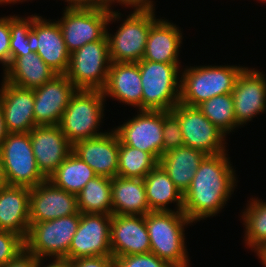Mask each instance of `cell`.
Segmentation results:
<instances>
[{
	"label": "cell",
	"mask_w": 266,
	"mask_h": 267,
	"mask_svg": "<svg viewBox=\"0 0 266 267\" xmlns=\"http://www.w3.org/2000/svg\"><path fill=\"white\" fill-rule=\"evenodd\" d=\"M227 152L207 155L183 195V212L195 223L216 216L227 204L236 185V171Z\"/></svg>",
	"instance_id": "obj_1"
},
{
	"label": "cell",
	"mask_w": 266,
	"mask_h": 267,
	"mask_svg": "<svg viewBox=\"0 0 266 267\" xmlns=\"http://www.w3.org/2000/svg\"><path fill=\"white\" fill-rule=\"evenodd\" d=\"M150 252L172 267H189L185 228L192 224L183 211H151L145 215Z\"/></svg>",
	"instance_id": "obj_2"
},
{
	"label": "cell",
	"mask_w": 266,
	"mask_h": 267,
	"mask_svg": "<svg viewBox=\"0 0 266 267\" xmlns=\"http://www.w3.org/2000/svg\"><path fill=\"white\" fill-rule=\"evenodd\" d=\"M243 66H190L181 73L180 103L197 107L217 95L232 93Z\"/></svg>",
	"instance_id": "obj_3"
},
{
	"label": "cell",
	"mask_w": 266,
	"mask_h": 267,
	"mask_svg": "<svg viewBox=\"0 0 266 267\" xmlns=\"http://www.w3.org/2000/svg\"><path fill=\"white\" fill-rule=\"evenodd\" d=\"M138 65L142 85V110L171 111L180 101V63L140 60Z\"/></svg>",
	"instance_id": "obj_4"
},
{
	"label": "cell",
	"mask_w": 266,
	"mask_h": 267,
	"mask_svg": "<svg viewBox=\"0 0 266 267\" xmlns=\"http://www.w3.org/2000/svg\"><path fill=\"white\" fill-rule=\"evenodd\" d=\"M105 101L101 90H77L71 97L58 126L72 145L106 133L98 129L104 117Z\"/></svg>",
	"instance_id": "obj_5"
},
{
	"label": "cell",
	"mask_w": 266,
	"mask_h": 267,
	"mask_svg": "<svg viewBox=\"0 0 266 267\" xmlns=\"http://www.w3.org/2000/svg\"><path fill=\"white\" fill-rule=\"evenodd\" d=\"M58 19L67 50L70 54L93 41L102 40L106 36L107 26L119 21L121 14L112 8H66Z\"/></svg>",
	"instance_id": "obj_6"
},
{
	"label": "cell",
	"mask_w": 266,
	"mask_h": 267,
	"mask_svg": "<svg viewBox=\"0 0 266 267\" xmlns=\"http://www.w3.org/2000/svg\"><path fill=\"white\" fill-rule=\"evenodd\" d=\"M155 8L134 9L114 32L106 31L111 62L138 63L142 60L151 25L157 20Z\"/></svg>",
	"instance_id": "obj_7"
},
{
	"label": "cell",
	"mask_w": 266,
	"mask_h": 267,
	"mask_svg": "<svg viewBox=\"0 0 266 267\" xmlns=\"http://www.w3.org/2000/svg\"><path fill=\"white\" fill-rule=\"evenodd\" d=\"M79 222L80 212L49 221L30 222L25 248L39 259H68V251Z\"/></svg>",
	"instance_id": "obj_8"
},
{
	"label": "cell",
	"mask_w": 266,
	"mask_h": 267,
	"mask_svg": "<svg viewBox=\"0 0 266 267\" xmlns=\"http://www.w3.org/2000/svg\"><path fill=\"white\" fill-rule=\"evenodd\" d=\"M110 65L109 43L105 36L73 51L65 75L78 90H102Z\"/></svg>",
	"instance_id": "obj_9"
},
{
	"label": "cell",
	"mask_w": 266,
	"mask_h": 267,
	"mask_svg": "<svg viewBox=\"0 0 266 267\" xmlns=\"http://www.w3.org/2000/svg\"><path fill=\"white\" fill-rule=\"evenodd\" d=\"M0 156L8 185L33 188L47 179L36 164L29 133H8Z\"/></svg>",
	"instance_id": "obj_10"
},
{
	"label": "cell",
	"mask_w": 266,
	"mask_h": 267,
	"mask_svg": "<svg viewBox=\"0 0 266 267\" xmlns=\"http://www.w3.org/2000/svg\"><path fill=\"white\" fill-rule=\"evenodd\" d=\"M171 112L178 118L183 133L184 146L192 147L206 155L227 152V136L202 114L198 107L178 103Z\"/></svg>",
	"instance_id": "obj_11"
},
{
	"label": "cell",
	"mask_w": 266,
	"mask_h": 267,
	"mask_svg": "<svg viewBox=\"0 0 266 267\" xmlns=\"http://www.w3.org/2000/svg\"><path fill=\"white\" fill-rule=\"evenodd\" d=\"M113 129L124 145L148 152L159 162L163 154V111L139 110Z\"/></svg>",
	"instance_id": "obj_12"
},
{
	"label": "cell",
	"mask_w": 266,
	"mask_h": 267,
	"mask_svg": "<svg viewBox=\"0 0 266 267\" xmlns=\"http://www.w3.org/2000/svg\"><path fill=\"white\" fill-rule=\"evenodd\" d=\"M111 220L112 215L80 213V222L68 251V259L112 256Z\"/></svg>",
	"instance_id": "obj_13"
},
{
	"label": "cell",
	"mask_w": 266,
	"mask_h": 267,
	"mask_svg": "<svg viewBox=\"0 0 266 267\" xmlns=\"http://www.w3.org/2000/svg\"><path fill=\"white\" fill-rule=\"evenodd\" d=\"M28 37L32 52H36L57 74L67 72L70 52L57 21L43 19L40 15L34 14Z\"/></svg>",
	"instance_id": "obj_14"
},
{
	"label": "cell",
	"mask_w": 266,
	"mask_h": 267,
	"mask_svg": "<svg viewBox=\"0 0 266 267\" xmlns=\"http://www.w3.org/2000/svg\"><path fill=\"white\" fill-rule=\"evenodd\" d=\"M236 127L244 126L266 111V77L255 68L244 67L232 91Z\"/></svg>",
	"instance_id": "obj_15"
},
{
	"label": "cell",
	"mask_w": 266,
	"mask_h": 267,
	"mask_svg": "<svg viewBox=\"0 0 266 267\" xmlns=\"http://www.w3.org/2000/svg\"><path fill=\"white\" fill-rule=\"evenodd\" d=\"M34 90L36 126L59 125L71 97L78 90L65 74H57Z\"/></svg>",
	"instance_id": "obj_16"
},
{
	"label": "cell",
	"mask_w": 266,
	"mask_h": 267,
	"mask_svg": "<svg viewBox=\"0 0 266 267\" xmlns=\"http://www.w3.org/2000/svg\"><path fill=\"white\" fill-rule=\"evenodd\" d=\"M79 213L77 195L46 179L30 188V222H44Z\"/></svg>",
	"instance_id": "obj_17"
},
{
	"label": "cell",
	"mask_w": 266,
	"mask_h": 267,
	"mask_svg": "<svg viewBox=\"0 0 266 267\" xmlns=\"http://www.w3.org/2000/svg\"><path fill=\"white\" fill-rule=\"evenodd\" d=\"M110 246L114 258L149 253L151 246L145 216L112 214Z\"/></svg>",
	"instance_id": "obj_18"
},
{
	"label": "cell",
	"mask_w": 266,
	"mask_h": 267,
	"mask_svg": "<svg viewBox=\"0 0 266 267\" xmlns=\"http://www.w3.org/2000/svg\"><path fill=\"white\" fill-rule=\"evenodd\" d=\"M72 152L87 163L97 176L111 179L117 176L119 137L115 130L74 143Z\"/></svg>",
	"instance_id": "obj_19"
},
{
	"label": "cell",
	"mask_w": 266,
	"mask_h": 267,
	"mask_svg": "<svg viewBox=\"0 0 266 267\" xmlns=\"http://www.w3.org/2000/svg\"><path fill=\"white\" fill-rule=\"evenodd\" d=\"M29 134L38 169L48 178L72 152V144L58 125L36 126Z\"/></svg>",
	"instance_id": "obj_20"
},
{
	"label": "cell",
	"mask_w": 266,
	"mask_h": 267,
	"mask_svg": "<svg viewBox=\"0 0 266 267\" xmlns=\"http://www.w3.org/2000/svg\"><path fill=\"white\" fill-rule=\"evenodd\" d=\"M0 88V107L9 133H29L35 125L34 90L14 86L4 79Z\"/></svg>",
	"instance_id": "obj_21"
},
{
	"label": "cell",
	"mask_w": 266,
	"mask_h": 267,
	"mask_svg": "<svg viewBox=\"0 0 266 267\" xmlns=\"http://www.w3.org/2000/svg\"><path fill=\"white\" fill-rule=\"evenodd\" d=\"M104 97L142 110V85L138 63L111 62L107 80L101 90Z\"/></svg>",
	"instance_id": "obj_22"
},
{
	"label": "cell",
	"mask_w": 266,
	"mask_h": 267,
	"mask_svg": "<svg viewBox=\"0 0 266 267\" xmlns=\"http://www.w3.org/2000/svg\"><path fill=\"white\" fill-rule=\"evenodd\" d=\"M29 204L30 188L11 185L0 188V230L26 239L30 229Z\"/></svg>",
	"instance_id": "obj_23"
},
{
	"label": "cell",
	"mask_w": 266,
	"mask_h": 267,
	"mask_svg": "<svg viewBox=\"0 0 266 267\" xmlns=\"http://www.w3.org/2000/svg\"><path fill=\"white\" fill-rule=\"evenodd\" d=\"M182 36L179 26L165 18H158L150 27L142 60L181 63L178 57Z\"/></svg>",
	"instance_id": "obj_24"
},
{
	"label": "cell",
	"mask_w": 266,
	"mask_h": 267,
	"mask_svg": "<svg viewBox=\"0 0 266 267\" xmlns=\"http://www.w3.org/2000/svg\"><path fill=\"white\" fill-rule=\"evenodd\" d=\"M3 74L6 82L24 89L41 87L57 75L36 52L16 57Z\"/></svg>",
	"instance_id": "obj_25"
},
{
	"label": "cell",
	"mask_w": 266,
	"mask_h": 267,
	"mask_svg": "<svg viewBox=\"0 0 266 267\" xmlns=\"http://www.w3.org/2000/svg\"><path fill=\"white\" fill-rule=\"evenodd\" d=\"M206 156L200 150L182 146L162 154L159 164L167 172L176 188L184 195Z\"/></svg>",
	"instance_id": "obj_26"
},
{
	"label": "cell",
	"mask_w": 266,
	"mask_h": 267,
	"mask_svg": "<svg viewBox=\"0 0 266 267\" xmlns=\"http://www.w3.org/2000/svg\"><path fill=\"white\" fill-rule=\"evenodd\" d=\"M111 190L112 214L145 216L151 212L143 179L113 177Z\"/></svg>",
	"instance_id": "obj_27"
},
{
	"label": "cell",
	"mask_w": 266,
	"mask_h": 267,
	"mask_svg": "<svg viewBox=\"0 0 266 267\" xmlns=\"http://www.w3.org/2000/svg\"><path fill=\"white\" fill-rule=\"evenodd\" d=\"M146 198L151 211H173L168 204L176 202L177 211H183V194L176 188L167 172L158 163L145 177Z\"/></svg>",
	"instance_id": "obj_28"
},
{
	"label": "cell",
	"mask_w": 266,
	"mask_h": 267,
	"mask_svg": "<svg viewBox=\"0 0 266 267\" xmlns=\"http://www.w3.org/2000/svg\"><path fill=\"white\" fill-rule=\"evenodd\" d=\"M96 176L87 163L71 152L47 179L55 186L77 195Z\"/></svg>",
	"instance_id": "obj_29"
},
{
	"label": "cell",
	"mask_w": 266,
	"mask_h": 267,
	"mask_svg": "<svg viewBox=\"0 0 266 267\" xmlns=\"http://www.w3.org/2000/svg\"><path fill=\"white\" fill-rule=\"evenodd\" d=\"M112 179L96 176L77 194L80 213L112 215Z\"/></svg>",
	"instance_id": "obj_30"
},
{
	"label": "cell",
	"mask_w": 266,
	"mask_h": 267,
	"mask_svg": "<svg viewBox=\"0 0 266 267\" xmlns=\"http://www.w3.org/2000/svg\"><path fill=\"white\" fill-rule=\"evenodd\" d=\"M243 210L241 219L245 225V244L254 252L266 243V202L251 198Z\"/></svg>",
	"instance_id": "obj_31"
},
{
	"label": "cell",
	"mask_w": 266,
	"mask_h": 267,
	"mask_svg": "<svg viewBox=\"0 0 266 267\" xmlns=\"http://www.w3.org/2000/svg\"><path fill=\"white\" fill-rule=\"evenodd\" d=\"M158 163L150 153L124 145L119 139L117 176L144 179Z\"/></svg>",
	"instance_id": "obj_32"
},
{
	"label": "cell",
	"mask_w": 266,
	"mask_h": 267,
	"mask_svg": "<svg viewBox=\"0 0 266 267\" xmlns=\"http://www.w3.org/2000/svg\"><path fill=\"white\" fill-rule=\"evenodd\" d=\"M197 107L225 135L236 128L234 100L231 93L217 95Z\"/></svg>",
	"instance_id": "obj_33"
},
{
	"label": "cell",
	"mask_w": 266,
	"mask_h": 267,
	"mask_svg": "<svg viewBox=\"0 0 266 267\" xmlns=\"http://www.w3.org/2000/svg\"><path fill=\"white\" fill-rule=\"evenodd\" d=\"M34 15L19 17L10 16V63L19 56H24L31 51L29 47L28 32L32 28Z\"/></svg>",
	"instance_id": "obj_34"
},
{
	"label": "cell",
	"mask_w": 266,
	"mask_h": 267,
	"mask_svg": "<svg viewBox=\"0 0 266 267\" xmlns=\"http://www.w3.org/2000/svg\"><path fill=\"white\" fill-rule=\"evenodd\" d=\"M184 146L178 118L171 111H163V154Z\"/></svg>",
	"instance_id": "obj_35"
},
{
	"label": "cell",
	"mask_w": 266,
	"mask_h": 267,
	"mask_svg": "<svg viewBox=\"0 0 266 267\" xmlns=\"http://www.w3.org/2000/svg\"><path fill=\"white\" fill-rule=\"evenodd\" d=\"M23 249H25V239L22 236L0 230V267L6 266Z\"/></svg>",
	"instance_id": "obj_36"
},
{
	"label": "cell",
	"mask_w": 266,
	"mask_h": 267,
	"mask_svg": "<svg viewBox=\"0 0 266 267\" xmlns=\"http://www.w3.org/2000/svg\"><path fill=\"white\" fill-rule=\"evenodd\" d=\"M115 267H172L152 252L115 258Z\"/></svg>",
	"instance_id": "obj_37"
},
{
	"label": "cell",
	"mask_w": 266,
	"mask_h": 267,
	"mask_svg": "<svg viewBox=\"0 0 266 267\" xmlns=\"http://www.w3.org/2000/svg\"><path fill=\"white\" fill-rule=\"evenodd\" d=\"M10 17H0V64H2L3 72L10 65Z\"/></svg>",
	"instance_id": "obj_38"
},
{
	"label": "cell",
	"mask_w": 266,
	"mask_h": 267,
	"mask_svg": "<svg viewBox=\"0 0 266 267\" xmlns=\"http://www.w3.org/2000/svg\"><path fill=\"white\" fill-rule=\"evenodd\" d=\"M71 267H115L113 256L82 257L71 260Z\"/></svg>",
	"instance_id": "obj_39"
},
{
	"label": "cell",
	"mask_w": 266,
	"mask_h": 267,
	"mask_svg": "<svg viewBox=\"0 0 266 267\" xmlns=\"http://www.w3.org/2000/svg\"><path fill=\"white\" fill-rule=\"evenodd\" d=\"M38 262L39 258L25 248L4 267H37Z\"/></svg>",
	"instance_id": "obj_40"
},
{
	"label": "cell",
	"mask_w": 266,
	"mask_h": 267,
	"mask_svg": "<svg viewBox=\"0 0 266 267\" xmlns=\"http://www.w3.org/2000/svg\"><path fill=\"white\" fill-rule=\"evenodd\" d=\"M152 0H119V5H125V8L130 7L133 9H151L155 8ZM127 6V7H126Z\"/></svg>",
	"instance_id": "obj_41"
},
{
	"label": "cell",
	"mask_w": 266,
	"mask_h": 267,
	"mask_svg": "<svg viewBox=\"0 0 266 267\" xmlns=\"http://www.w3.org/2000/svg\"><path fill=\"white\" fill-rule=\"evenodd\" d=\"M45 259H39L37 267H71V261L69 259L65 258H54V260H51L52 262L48 263L47 265H43Z\"/></svg>",
	"instance_id": "obj_42"
},
{
	"label": "cell",
	"mask_w": 266,
	"mask_h": 267,
	"mask_svg": "<svg viewBox=\"0 0 266 267\" xmlns=\"http://www.w3.org/2000/svg\"><path fill=\"white\" fill-rule=\"evenodd\" d=\"M66 8H91L95 7V0H65Z\"/></svg>",
	"instance_id": "obj_43"
},
{
	"label": "cell",
	"mask_w": 266,
	"mask_h": 267,
	"mask_svg": "<svg viewBox=\"0 0 266 267\" xmlns=\"http://www.w3.org/2000/svg\"><path fill=\"white\" fill-rule=\"evenodd\" d=\"M8 133L9 132L7 130L6 123L4 120V114L2 108L0 107V146L2 145L4 139L7 137Z\"/></svg>",
	"instance_id": "obj_44"
},
{
	"label": "cell",
	"mask_w": 266,
	"mask_h": 267,
	"mask_svg": "<svg viewBox=\"0 0 266 267\" xmlns=\"http://www.w3.org/2000/svg\"><path fill=\"white\" fill-rule=\"evenodd\" d=\"M261 263L266 267V243L255 251Z\"/></svg>",
	"instance_id": "obj_45"
},
{
	"label": "cell",
	"mask_w": 266,
	"mask_h": 267,
	"mask_svg": "<svg viewBox=\"0 0 266 267\" xmlns=\"http://www.w3.org/2000/svg\"><path fill=\"white\" fill-rule=\"evenodd\" d=\"M115 3H119V0H95V7H106L110 9Z\"/></svg>",
	"instance_id": "obj_46"
},
{
	"label": "cell",
	"mask_w": 266,
	"mask_h": 267,
	"mask_svg": "<svg viewBox=\"0 0 266 267\" xmlns=\"http://www.w3.org/2000/svg\"><path fill=\"white\" fill-rule=\"evenodd\" d=\"M7 185H8V182H7L6 175H5L3 161L0 156V188L7 186Z\"/></svg>",
	"instance_id": "obj_47"
},
{
	"label": "cell",
	"mask_w": 266,
	"mask_h": 267,
	"mask_svg": "<svg viewBox=\"0 0 266 267\" xmlns=\"http://www.w3.org/2000/svg\"><path fill=\"white\" fill-rule=\"evenodd\" d=\"M10 3H13V5L17 2H23V1H27V0H8Z\"/></svg>",
	"instance_id": "obj_48"
},
{
	"label": "cell",
	"mask_w": 266,
	"mask_h": 267,
	"mask_svg": "<svg viewBox=\"0 0 266 267\" xmlns=\"http://www.w3.org/2000/svg\"><path fill=\"white\" fill-rule=\"evenodd\" d=\"M11 4L8 0H0V4L2 6V4Z\"/></svg>",
	"instance_id": "obj_49"
}]
</instances>
